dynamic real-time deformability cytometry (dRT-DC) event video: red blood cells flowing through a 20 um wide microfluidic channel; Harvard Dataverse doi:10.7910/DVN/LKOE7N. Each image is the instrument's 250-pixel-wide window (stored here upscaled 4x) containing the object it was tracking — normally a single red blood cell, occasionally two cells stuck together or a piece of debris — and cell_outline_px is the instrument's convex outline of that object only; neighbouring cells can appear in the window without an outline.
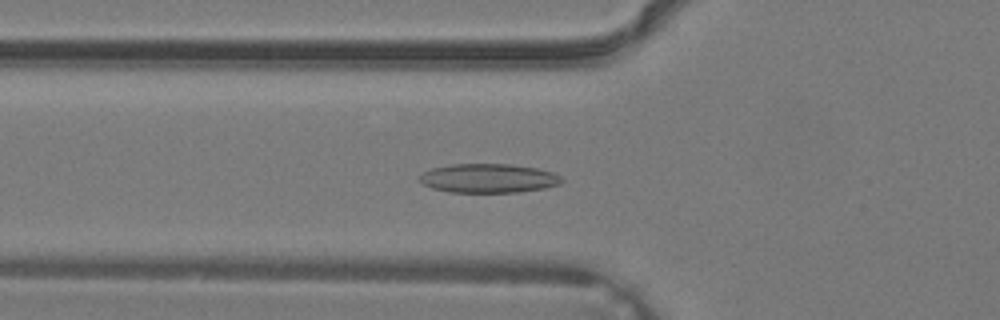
{"species": "common noctule bat (a hibernating species)", "species_latin": "Nyctalus noctula", "temperature_condition": "warm", "stored_images_in_passage": 28, "camera_frame_rate_fps": 3000, "um_per_image_px": 0.085, "animal": {"sex": "male", "body_mass_g": 19.2, "forearm_length_mm": 51.8}, "frame": {"image": 1, "passage_image": 4, "time_ms": 1.0, "image_size_px": [1000, 320], "cell_outline_px": [[564, 180], [560, 184], [544, 188], [520, 192], [448, 192], [432, 188], [424, 184], [420, 180], [420, 176], [424, 172], [432, 168], [452, 164], [512, 164], [536, 168], [552, 172], [560, 176]], "centroid_in_image_um": [41.54, 15.15], "position_along_channel_um": 84.3, "area_um2": 23.99}}
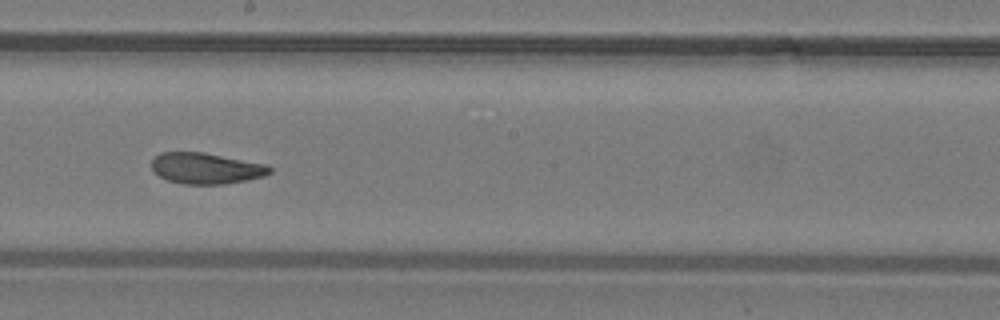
{"frame": {"image": 2, "passage_image": 12, "time_ms": 3.667, "image_size_px": [1000, 320], "cell_outline_px": [[272, 172], [264, 176], [224, 184], [180, 184], [168, 180], [152, 172], [152, 160], [160, 152], [204, 152], [268, 164], [272, 168]], "centroid_in_image_um": [17.52, 14.3], "position_along_channel_um": 230.7, "area_um2": 21.5}}
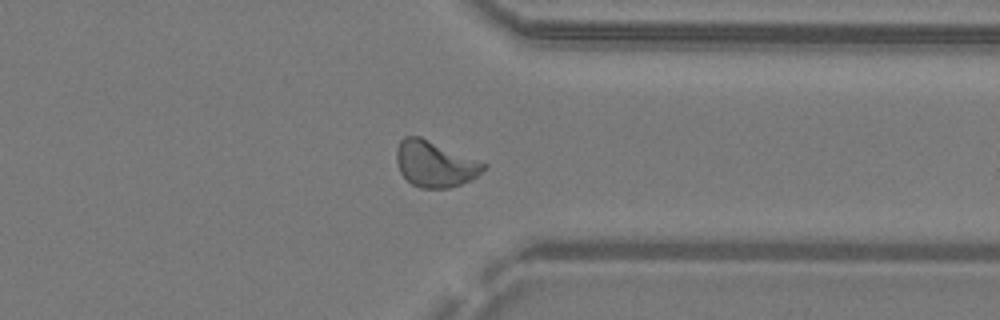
{"frame": {"image": 3, "passage_image": 20, "time_ms": 6.333, "image_size_px": [1000, 320], "cell_outline_px": [[488, 168], [472, 180], [448, 188], [420, 188], [412, 184], [400, 172], [396, 160], [396, 148], [400, 140], [404, 136], [420, 136], [488, 164]], "centroid_in_image_um": [36.98, 13.93], "position_along_channel_um": 374.4, "area_um2": 23.47}}